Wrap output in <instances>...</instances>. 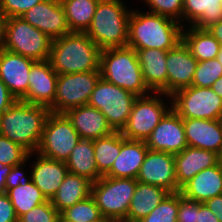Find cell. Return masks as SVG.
I'll return each mask as SVG.
<instances>
[{"label":"cell","instance_id":"cell-1","mask_svg":"<svg viewBox=\"0 0 222 222\" xmlns=\"http://www.w3.org/2000/svg\"><path fill=\"white\" fill-rule=\"evenodd\" d=\"M50 113L47 106L17 100L0 115V135L35 153Z\"/></svg>","mask_w":222,"mask_h":222},{"label":"cell","instance_id":"cell-2","mask_svg":"<svg viewBox=\"0 0 222 222\" xmlns=\"http://www.w3.org/2000/svg\"><path fill=\"white\" fill-rule=\"evenodd\" d=\"M183 27L168 17L132 9L127 46L134 49L171 50L182 41Z\"/></svg>","mask_w":222,"mask_h":222},{"label":"cell","instance_id":"cell-3","mask_svg":"<svg viewBox=\"0 0 222 222\" xmlns=\"http://www.w3.org/2000/svg\"><path fill=\"white\" fill-rule=\"evenodd\" d=\"M100 54L85 32H71L53 40L49 61L58 74L99 71Z\"/></svg>","mask_w":222,"mask_h":222},{"label":"cell","instance_id":"cell-4","mask_svg":"<svg viewBox=\"0 0 222 222\" xmlns=\"http://www.w3.org/2000/svg\"><path fill=\"white\" fill-rule=\"evenodd\" d=\"M122 0H99L90 27L85 32L101 49L125 47L128 44V9Z\"/></svg>","mask_w":222,"mask_h":222},{"label":"cell","instance_id":"cell-5","mask_svg":"<svg viewBox=\"0 0 222 222\" xmlns=\"http://www.w3.org/2000/svg\"><path fill=\"white\" fill-rule=\"evenodd\" d=\"M99 71L101 78L138 97L152 94L145 85L134 48L125 46L101 50Z\"/></svg>","mask_w":222,"mask_h":222},{"label":"cell","instance_id":"cell-6","mask_svg":"<svg viewBox=\"0 0 222 222\" xmlns=\"http://www.w3.org/2000/svg\"><path fill=\"white\" fill-rule=\"evenodd\" d=\"M53 40L22 17L7 18L4 49L34 61L49 60Z\"/></svg>","mask_w":222,"mask_h":222},{"label":"cell","instance_id":"cell-7","mask_svg":"<svg viewBox=\"0 0 222 222\" xmlns=\"http://www.w3.org/2000/svg\"><path fill=\"white\" fill-rule=\"evenodd\" d=\"M136 185V179L107 176H102L93 182L91 196L102 217L108 219L126 218Z\"/></svg>","mask_w":222,"mask_h":222},{"label":"cell","instance_id":"cell-8","mask_svg":"<svg viewBox=\"0 0 222 222\" xmlns=\"http://www.w3.org/2000/svg\"><path fill=\"white\" fill-rule=\"evenodd\" d=\"M137 98L135 94L100 77L87 104L99 109L115 131H121Z\"/></svg>","mask_w":222,"mask_h":222},{"label":"cell","instance_id":"cell-9","mask_svg":"<svg viewBox=\"0 0 222 222\" xmlns=\"http://www.w3.org/2000/svg\"><path fill=\"white\" fill-rule=\"evenodd\" d=\"M154 94L138 97L135 100L128 121L120 131L126 139L146 142L160 120L172 109V103L168 107L161 98L163 96L171 98L170 95Z\"/></svg>","mask_w":222,"mask_h":222},{"label":"cell","instance_id":"cell-10","mask_svg":"<svg viewBox=\"0 0 222 222\" xmlns=\"http://www.w3.org/2000/svg\"><path fill=\"white\" fill-rule=\"evenodd\" d=\"M169 100L182 119H222V99L211 87H185L173 93Z\"/></svg>","mask_w":222,"mask_h":222},{"label":"cell","instance_id":"cell-11","mask_svg":"<svg viewBox=\"0 0 222 222\" xmlns=\"http://www.w3.org/2000/svg\"><path fill=\"white\" fill-rule=\"evenodd\" d=\"M80 140V136L65 114L50 113L45 122L36 153L65 162Z\"/></svg>","mask_w":222,"mask_h":222},{"label":"cell","instance_id":"cell-12","mask_svg":"<svg viewBox=\"0 0 222 222\" xmlns=\"http://www.w3.org/2000/svg\"><path fill=\"white\" fill-rule=\"evenodd\" d=\"M100 77V71L58 74L55 100L49 107L50 111L64 114L86 105Z\"/></svg>","mask_w":222,"mask_h":222},{"label":"cell","instance_id":"cell-13","mask_svg":"<svg viewBox=\"0 0 222 222\" xmlns=\"http://www.w3.org/2000/svg\"><path fill=\"white\" fill-rule=\"evenodd\" d=\"M21 17L52 40L71 33L60 0H44Z\"/></svg>","mask_w":222,"mask_h":222},{"label":"cell","instance_id":"cell-14","mask_svg":"<svg viewBox=\"0 0 222 222\" xmlns=\"http://www.w3.org/2000/svg\"><path fill=\"white\" fill-rule=\"evenodd\" d=\"M146 145L149 150L173 155L182 152L188 146L183 119L171 109L152 131Z\"/></svg>","mask_w":222,"mask_h":222},{"label":"cell","instance_id":"cell-15","mask_svg":"<svg viewBox=\"0 0 222 222\" xmlns=\"http://www.w3.org/2000/svg\"><path fill=\"white\" fill-rule=\"evenodd\" d=\"M136 180L177 193L174 155L148 150Z\"/></svg>","mask_w":222,"mask_h":222},{"label":"cell","instance_id":"cell-16","mask_svg":"<svg viewBox=\"0 0 222 222\" xmlns=\"http://www.w3.org/2000/svg\"><path fill=\"white\" fill-rule=\"evenodd\" d=\"M57 78L58 73L49 60L36 61L28 75L27 94L21 101L50 107L55 100Z\"/></svg>","mask_w":222,"mask_h":222},{"label":"cell","instance_id":"cell-17","mask_svg":"<svg viewBox=\"0 0 222 222\" xmlns=\"http://www.w3.org/2000/svg\"><path fill=\"white\" fill-rule=\"evenodd\" d=\"M35 62L4 48L0 50V79L17 100H22L27 94L28 75Z\"/></svg>","mask_w":222,"mask_h":222},{"label":"cell","instance_id":"cell-18","mask_svg":"<svg viewBox=\"0 0 222 222\" xmlns=\"http://www.w3.org/2000/svg\"><path fill=\"white\" fill-rule=\"evenodd\" d=\"M198 60L181 41L175 48L167 51V95L192 84Z\"/></svg>","mask_w":222,"mask_h":222},{"label":"cell","instance_id":"cell-19","mask_svg":"<svg viewBox=\"0 0 222 222\" xmlns=\"http://www.w3.org/2000/svg\"><path fill=\"white\" fill-rule=\"evenodd\" d=\"M177 192L195 175L219 163V154L214 151L187 146L174 155Z\"/></svg>","mask_w":222,"mask_h":222},{"label":"cell","instance_id":"cell-20","mask_svg":"<svg viewBox=\"0 0 222 222\" xmlns=\"http://www.w3.org/2000/svg\"><path fill=\"white\" fill-rule=\"evenodd\" d=\"M189 147L222 152V119H183Z\"/></svg>","mask_w":222,"mask_h":222},{"label":"cell","instance_id":"cell-21","mask_svg":"<svg viewBox=\"0 0 222 222\" xmlns=\"http://www.w3.org/2000/svg\"><path fill=\"white\" fill-rule=\"evenodd\" d=\"M64 114L71 121L80 139L94 140L115 131L104 114L88 104L72 108Z\"/></svg>","mask_w":222,"mask_h":222},{"label":"cell","instance_id":"cell-22","mask_svg":"<svg viewBox=\"0 0 222 222\" xmlns=\"http://www.w3.org/2000/svg\"><path fill=\"white\" fill-rule=\"evenodd\" d=\"M148 150L145 141L129 140L121 133L120 154L105 176L137 179Z\"/></svg>","mask_w":222,"mask_h":222},{"label":"cell","instance_id":"cell-23","mask_svg":"<svg viewBox=\"0 0 222 222\" xmlns=\"http://www.w3.org/2000/svg\"><path fill=\"white\" fill-rule=\"evenodd\" d=\"M32 164L31 179L47 200H51L62 184L68 169L65 162L46 158L39 153Z\"/></svg>","mask_w":222,"mask_h":222},{"label":"cell","instance_id":"cell-24","mask_svg":"<svg viewBox=\"0 0 222 222\" xmlns=\"http://www.w3.org/2000/svg\"><path fill=\"white\" fill-rule=\"evenodd\" d=\"M145 85L152 93L167 95V51L162 49H135Z\"/></svg>","mask_w":222,"mask_h":222},{"label":"cell","instance_id":"cell-25","mask_svg":"<svg viewBox=\"0 0 222 222\" xmlns=\"http://www.w3.org/2000/svg\"><path fill=\"white\" fill-rule=\"evenodd\" d=\"M180 193L185 198L200 203L222 195V166L220 163L199 172L180 189Z\"/></svg>","mask_w":222,"mask_h":222},{"label":"cell","instance_id":"cell-26","mask_svg":"<svg viewBox=\"0 0 222 222\" xmlns=\"http://www.w3.org/2000/svg\"><path fill=\"white\" fill-rule=\"evenodd\" d=\"M184 20L198 29L209 28L222 20V0H183Z\"/></svg>","mask_w":222,"mask_h":222},{"label":"cell","instance_id":"cell-27","mask_svg":"<svg viewBox=\"0 0 222 222\" xmlns=\"http://www.w3.org/2000/svg\"><path fill=\"white\" fill-rule=\"evenodd\" d=\"M170 194L166 189L137 181L126 219L140 221Z\"/></svg>","mask_w":222,"mask_h":222},{"label":"cell","instance_id":"cell-28","mask_svg":"<svg viewBox=\"0 0 222 222\" xmlns=\"http://www.w3.org/2000/svg\"><path fill=\"white\" fill-rule=\"evenodd\" d=\"M66 166L68 173L83 176L92 183L102 177L98 173L93 140L90 139H80L77 142L66 161Z\"/></svg>","mask_w":222,"mask_h":222},{"label":"cell","instance_id":"cell-29","mask_svg":"<svg viewBox=\"0 0 222 222\" xmlns=\"http://www.w3.org/2000/svg\"><path fill=\"white\" fill-rule=\"evenodd\" d=\"M92 182L79 175L68 173L56 194L50 200L59 213L91 195Z\"/></svg>","mask_w":222,"mask_h":222},{"label":"cell","instance_id":"cell-30","mask_svg":"<svg viewBox=\"0 0 222 222\" xmlns=\"http://www.w3.org/2000/svg\"><path fill=\"white\" fill-rule=\"evenodd\" d=\"M183 27L182 41L198 62L216 59L220 50V43L207 29L194 26ZM186 29V30H185Z\"/></svg>","mask_w":222,"mask_h":222},{"label":"cell","instance_id":"cell-31","mask_svg":"<svg viewBox=\"0 0 222 222\" xmlns=\"http://www.w3.org/2000/svg\"><path fill=\"white\" fill-rule=\"evenodd\" d=\"M99 0H60L71 32H86Z\"/></svg>","mask_w":222,"mask_h":222},{"label":"cell","instance_id":"cell-32","mask_svg":"<svg viewBox=\"0 0 222 222\" xmlns=\"http://www.w3.org/2000/svg\"><path fill=\"white\" fill-rule=\"evenodd\" d=\"M98 173L105 176L111 169L121 150V132L113 133L93 140Z\"/></svg>","mask_w":222,"mask_h":222},{"label":"cell","instance_id":"cell-33","mask_svg":"<svg viewBox=\"0 0 222 222\" xmlns=\"http://www.w3.org/2000/svg\"><path fill=\"white\" fill-rule=\"evenodd\" d=\"M6 194L12 202L18 218L47 201L32 180L24 186L18 185L15 188L7 189Z\"/></svg>","mask_w":222,"mask_h":222},{"label":"cell","instance_id":"cell-34","mask_svg":"<svg viewBox=\"0 0 222 222\" xmlns=\"http://www.w3.org/2000/svg\"><path fill=\"white\" fill-rule=\"evenodd\" d=\"M101 217L100 210L91 195L60 213L61 222H91Z\"/></svg>","mask_w":222,"mask_h":222},{"label":"cell","instance_id":"cell-35","mask_svg":"<svg viewBox=\"0 0 222 222\" xmlns=\"http://www.w3.org/2000/svg\"><path fill=\"white\" fill-rule=\"evenodd\" d=\"M179 192L170 193L150 214L138 222H177Z\"/></svg>","mask_w":222,"mask_h":222},{"label":"cell","instance_id":"cell-36","mask_svg":"<svg viewBox=\"0 0 222 222\" xmlns=\"http://www.w3.org/2000/svg\"><path fill=\"white\" fill-rule=\"evenodd\" d=\"M221 76L222 66L217 58L198 62L191 86L212 87Z\"/></svg>","mask_w":222,"mask_h":222},{"label":"cell","instance_id":"cell-37","mask_svg":"<svg viewBox=\"0 0 222 222\" xmlns=\"http://www.w3.org/2000/svg\"><path fill=\"white\" fill-rule=\"evenodd\" d=\"M147 7L149 6L148 12L159 14L170 19H173L183 25L182 11H183V0H143Z\"/></svg>","mask_w":222,"mask_h":222},{"label":"cell","instance_id":"cell-38","mask_svg":"<svg viewBox=\"0 0 222 222\" xmlns=\"http://www.w3.org/2000/svg\"><path fill=\"white\" fill-rule=\"evenodd\" d=\"M28 152L20 145L0 135V163L6 166H16L24 162Z\"/></svg>","mask_w":222,"mask_h":222},{"label":"cell","instance_id":"cell-39","mask_svg":"<svg viewBox=\"0 0 222 222\" xmlns=\"http://www.w3.org/2000/svg\"><path fill=\"white\" fill-rule=\"evenodd\" d=\"M18 222H61V218L51 201L47 200L20 216Z\"/></svg>","mask_w":222,"mask_h":222},{"label":"cell","instance_id":"cell-40","mask_svg":"<svg viewBox=\"0 0 222 222\" xmlns=\"http://www.w3.org/2000/svg\"><path fill=\"white\" fill-rule=\"evenodd\" d=\"M44 0H0V9L7 18L21 17L26 11Z\"/></svg>","mask_w":222,"mask_h":222},{"label":"cell","instance_id":"cell-41","mask_svg":"<svg viewBox=\"0 0 222 222\" xmlns=\"http://www.w3.org/2000/svg\"><path fill=\"white\" fill-rule=\"evenodd\" d=\"M199 201L185 198L179 192V207L177 222H197L199 214Z\"/></svg>","mask_w":222,"mask_h":222},{"label":"cell","instance_id":"cell-42","mask_svg":"<svg viewBox=\"0 0 222 222\" xmlns=\"http://www.w3.org/2000/svg\"><path fill=\"white\" fill-rule=\"evenodd\" d=\"M32 155H34V153H29L27 159L22 162L19 165L13 166L11 172L9 173V175L7 176V180H6V187L7 189H12L17 187L18 185L24 186L26 184H28L32 179H31V173L30 176L27 177L24 174V165H26L28 162L27 160H30V157H32ZM29 177V178H28Z\"/></svg>","mask_w":222,"mask_h":222},{"label":"cell","instance_id":"cell-43","mask_svg":"<svg viewBox=\"0 0 222 222\" xmlns=\"http://www.w3.org/2000/svg\"><path fill=\"white\" fill-rule=\"evenodd\" d=\"M0 222H18L15 209L7 194H0Z\"/></svg>","mask_w":222,"mask_h":222},{"label":"cell","instance_id":"cell-44","mask_svg":"<svg viewBox=\"0 0 222 222\" xmlns=\"http://www.w3.org/2000/svg\"><path fill=\"white\" fill-rule=\"evenodd\" d=\"M17 99L8 90L5 83L0 79V115L9 109Z\"/></svg>","mask_w":222,"mask_h":222},{"label":"cell","instance_id":"cell-45","mask_svg":"<svg viewBox=\"0 0 222 222\" xmlns=\"http://www.w3.org/2000/svg\"><path fill=\"white\" fill-rule=\"evenodd\" d=\"M204 204L217 216L218 220L222 222V195L210 198Z\"/></svg>","mask_w":222,"mask_h":222},{"label":"cell","instance_id":"cell-46","mask_svg":"<svg viewBox=\"0 0 222 222\" xmlns=\"http://www.w3.org/2000/svg\"><path fill=\"white\" fill-rule=\"evenodd\" d=\"M197 222H220L216 215L204 204L199 205Z\"/></svg>","mask_w":222,"mask_h":222},{"label":"cell","instance_id":"cell-47","mask_svg":"<svg viewBox=\"0 0 222 222\" xmlns=\"http://www.w3.org/2000/svg\"><path fill=\"white\" fill-rule=\"evenodd\" d=\"M12 168L13 166H6L0 163V194H5L7 192L6 180Z\"/></svg>","mask_w":222,"mask_h":222},{"label":"cell","instance_id":"cell-48","mask_svg":"<svg viewBox=\"0 0 222 222\" xmlns=\"http://www.w3.org/2000/svg\"><path fill=\"white\" fill-rule=\"evenodd\" d=\"M207 30L213 37L222 45V20L218 23L211 25Z\"/></svg>","mask_w":222,"mask_h":222},{"label":"cell","instance_id":"cell-49","mask_svg":"<svg viewBox=\"0 0 222 222\" xmlns=\"http://www.w3.org/2000/svg\"><path fill=\"white\" fill-rule=\"evenodd\" d=\"M211 88L222 99V76L213 83Z\"/></svg>","mask_w":222,"mask_h":222},{"label":"cell","instance_id":"cell-50","mask_svg":"<svg viewBox=\"0 0 222 222\" xmlns=\"http://www.w3.org/2000/svg\"><path fill=\"white\" fill-rule=\"evenodd\" d=\"M7 21L6 14L0 9V29H5Z\"/></svg>","mask_w":222,"mask_h":222},{"label":"cell","instance_id":"cell-51","mask_svg":"<svg viewBox=\"0 0 222 222\" xmlns=\"http://www.w3.org/2000/svg\"><path fill=\"white\" fill-rule=\"evenodd\" d=\"M5 29H0V50L4 48Z\"/></svg>","mask_w":222,"mask_h":222},{"label":"cell","instance_id":"cell-52","mask_svg":"<svg viewBox=\"0 0 222 222\" xmlns=\"http://www.w3.org/2000/svg\"><path fill=\"white\" fill-rule=\"evenodd\" d=\"M108 222H133V221L126 218H119V219H109Z\"/></svg>","mask_w":222,"mask_h":222},{"label":"cell","instance_id":"cell-53","mask_svg":"<svg viewBox=\"0 0 222 222\" xmlns=\"http://www.w3.org/2000/svg\"><path fill=\"white\" fill-rule=\"evenodd\" d=\"M217 59L222 66V45H220V50H219V54L217 55Z\"/></svg>","mask_w":222,"mask_h":222},{"label":"cell","instance_id":"cell-54","mask_svg":"<svg viewBox=\"0 0 222 222\" xmlns=\"http://www.w3.org/2000/svg\"><path fill=\"white\" fill-rule=\"evenodd\" d=\"M108 221H109L108 218L101 217L99 220H94V221H91V222H108Z\"/></svg>","mask_w":222,"mask_h":222},{"label":"cell","instance_id":"cell-55","mask_svg":"<svg viewBox=\"0 0 222 222\" xmlns=\"http://www.w3.org/2000/svg\"><path fill=\"white\" fill-rule=\"evenodd\" d=\"M219 163L222 166V152L219 154Z\"/></svg>","mask_w":222,"mask_h":222}]
</instances>
